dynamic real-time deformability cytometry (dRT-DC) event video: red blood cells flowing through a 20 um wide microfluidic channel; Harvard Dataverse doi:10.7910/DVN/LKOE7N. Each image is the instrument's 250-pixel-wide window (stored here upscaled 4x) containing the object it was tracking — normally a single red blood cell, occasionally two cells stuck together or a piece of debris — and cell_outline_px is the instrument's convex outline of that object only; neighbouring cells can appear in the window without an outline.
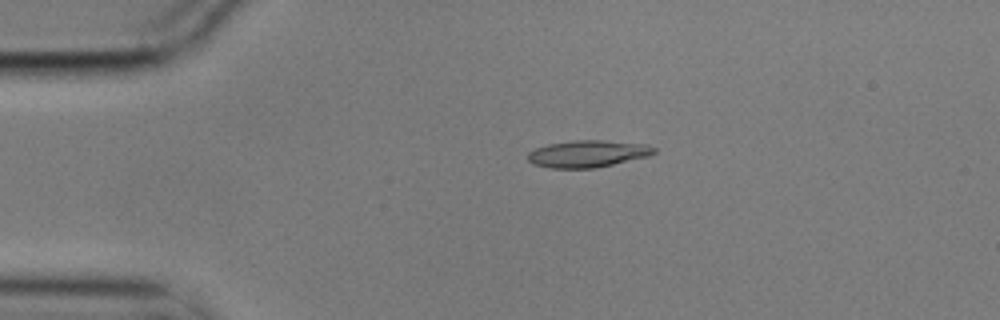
{"species": "common noctule bat (a hibernating species)", "species_latin": "Nyctalus noctula", "temperature_condition": "cold", "stored_images_in_passage": 4, "camera_frame_rate_fps": 3000, "um_per_image_px": 0.085, "animal": {"sex": "male", "body_mass_g": 17.9}, "frame": {"image": 1, "passage_image": 3, "time_ms": 0.667, "image_size_px": [1000, 320], "cell_outline_px": [[656, 152], [648, 156], [596, 168], [548, 168], [532, 164], [528, 160], [528, 152], [536, 148], [548, 144], [576, 140], [600, 140], [648, 144], [656, 148]], "centroid_in_image_um": [49.95, 13.07], "position_along_channel_um": 35.0, "area_um2": 19.88}}